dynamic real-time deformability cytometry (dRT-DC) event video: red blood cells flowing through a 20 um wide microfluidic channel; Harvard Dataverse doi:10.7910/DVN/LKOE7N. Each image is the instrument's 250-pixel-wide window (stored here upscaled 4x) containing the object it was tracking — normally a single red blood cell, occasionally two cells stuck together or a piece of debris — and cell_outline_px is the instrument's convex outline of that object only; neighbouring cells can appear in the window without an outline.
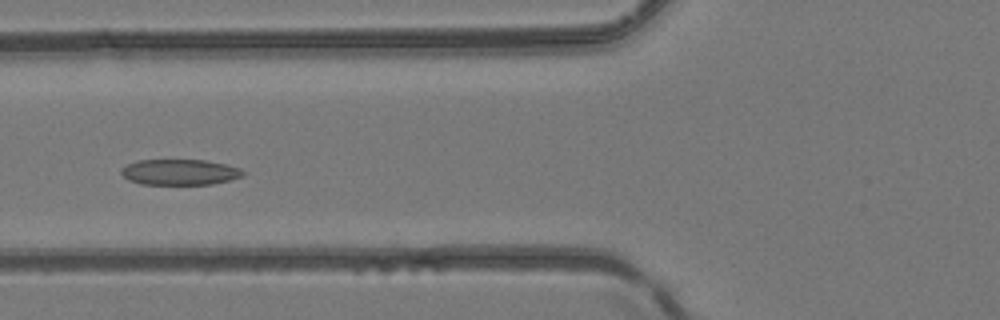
{"species": "common noctule bat (a hibernating species)", "species_latin": "Nyctalus noctula", "temperature_condition": "room temperature", "stored_images_in_passage": 3, "camera_frame_rate_fps": 3000, "um_per_image_px": 0.085, "animal": {"sex": "female", "body_mass_g": 24.6, "forearm_length_mm": 56.2}, "frame": {"image": 1, "passage_image": 3, "time_ms": 3.0, "image_size_px": [1000, 320], "cell_outline_px": [[244, 176], [212, 184], [140, 184], [128, 180], [120, 172], [120, 168], [136, 160], [204, 160], [228, 164], [240, 168], [244, 172]], "centroid_in_image_um": [15.27, 14.62], "position_along_channel_um": 110.5, "area_um2": 18.32}}